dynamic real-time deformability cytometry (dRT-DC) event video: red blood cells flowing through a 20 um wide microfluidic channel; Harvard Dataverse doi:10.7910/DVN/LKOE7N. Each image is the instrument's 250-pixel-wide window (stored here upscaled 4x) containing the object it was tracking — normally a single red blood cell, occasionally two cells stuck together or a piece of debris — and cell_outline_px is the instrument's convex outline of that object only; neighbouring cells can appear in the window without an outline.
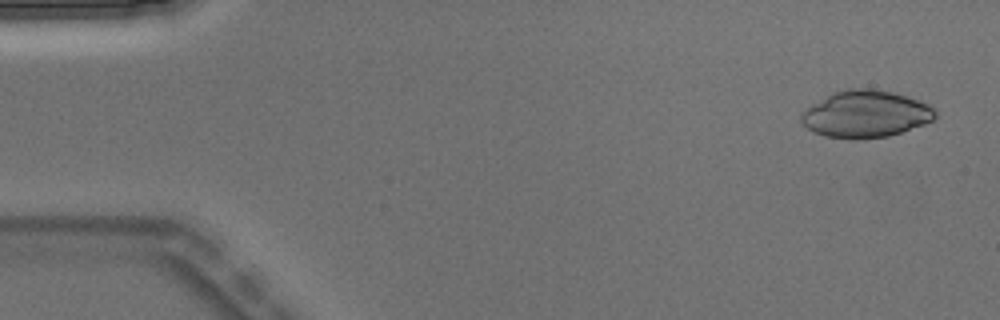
{"species": "Egyptian fruit bat (a non-hibernating species)", "species_latin": "Rousettus aegyptiacus", "temperature_condition": "warm", "stored_images_in_passage": 4, "camera_frame_rate_fps": 3000, "um_per_image_px": 0.085, "animal": {"sex": "male"}, "frame": {"image": 1, "passage_image": 1, "time_ms": 0.0, "image_size_px": [1000, 320], "cell_outline_px": [[936, 116], [932, 120], [924, 124], [888, 136], [852, 140], [824, 136], [812, 132], [800, 120], [800, 116], [812, 104], [832, 92], [848, 88], [872, 88], [892, 92], [928, 104], [936, 112]], "centroid_in_image_um": [73.54, 9.7], "position_along_channel_um": 11.5, "area_um2": 36.53}}